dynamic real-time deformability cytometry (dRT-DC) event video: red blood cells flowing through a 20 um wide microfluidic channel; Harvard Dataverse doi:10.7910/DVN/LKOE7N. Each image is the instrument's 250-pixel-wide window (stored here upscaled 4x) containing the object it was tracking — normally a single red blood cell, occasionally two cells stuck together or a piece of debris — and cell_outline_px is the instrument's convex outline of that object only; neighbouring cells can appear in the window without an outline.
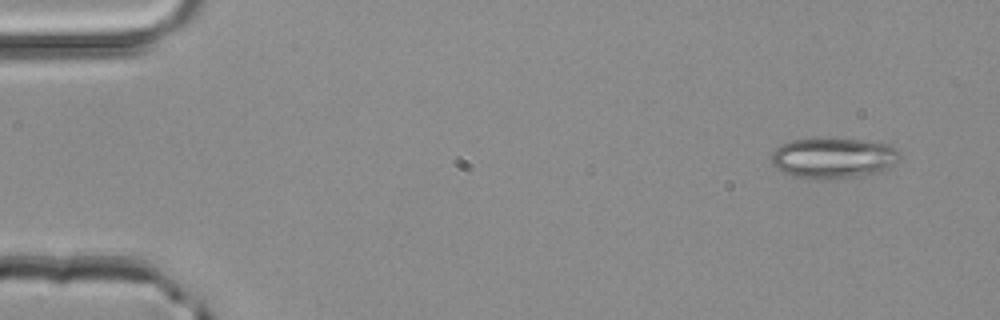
{"species": "common noctule bat (a hibernating species)", "species_latin": "Nyctalus noctula", "temperature_condition": "room temperature", "stored_images_in_passage": 3, "camera_frame_rate_fps": 3000, "um_per_image_px": 0.085, "animal": {"sex": "male", "body_mass_g": 20.4}, "frame": {"image": 1, "passage_image": 1, "time_ms": 0.0, "image_size_px": [1000, 320], "cell_outline_px": [[900, 156], [896, 164], [880, 172], [852, 176], [816, 180], [808, 180], [792, 176], [776, 168], [772, 164], [772, 152], [780, 144], [792, 140], [828, 136], [872, 140], [892, 144], [900, 152]], "centroid_in_image_um": [70.85, 13.38], "position_along_channel_um": 14.1, "area_um2": 31.5}}